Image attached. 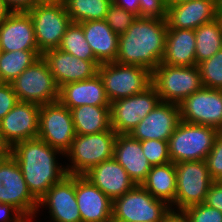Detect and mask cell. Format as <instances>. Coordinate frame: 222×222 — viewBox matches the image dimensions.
Returning <instances> with one entry per match:
<instances>
[{
    "label": "cell",
    "instance_id": "obj_1",
    "mask_svg": "<svg viewBox=\"0 0 222 222\" xmlns=\"http://www.w3.org/2000/svg\"><path fill=\"white\" fill-rule=\"evenodd\" d=\"M9 153L18 162L27 188L37 201L68 175L65 166L56 160L57 154L64 153L39 138L17 142Z\"/></svg>",
    "mask_w": 222,
    "mask_h": 222
},
{
    "label": "cell",
    "instance_id": "obj_2",
    "mask_svg": "<svg viewBox=\"0 0 222 222\" xmlns=\"http://www.w3.org/2000/svg\"><path fill=\"white\" fill-rule=\"evenodd\" d=\"M167 20L137 18L128 30L119 35L115 62L135 65L152 71L165 54Z\"/></svg>",
    "mask_w": 222,
    "mask_h": 222
},
{
    "label": "cell",
    "instance_id": "obj_3",
    "mask_svg": "<svg viewBox=\"0 0 222 222\" xmlns=\"http://www.w3.org/2000/svg\"><path fill=\"white\" fill-rule=\"evenodd\" d=\"M117 133L109 130L88 135L76 134L70 148L64 153L71 165L65 166L68 175H84L92 167L114 157Z\"/></svg>",
    "mask_w": 222,
    "mask_h": 222
},
{
    "label": "cell",
    "instance_id": "obj_4",
    "mask_svg": "<svg viewBox=\"0 0 222 222\" xmlns=\"http://www.w3.org/2000/svg\"><path fill=\"white\" fill-rule=\"evenodd\" d=\"M172 213L163 200L153 197L142 185L113 200L112 222H166Z\"/></svg>",
    "mask_w": 222,
    "mask_h": 222
},
{
    "label": "cell",
    "instance_id": "obj_5",
    "mask_svg": "<svg viewBox=\"0 0 222 222\" xmlns=\"http://www.w3.org/2000/svg\"><path fill=\"white\" fill-rule=\"evenodd\" d=\"M151 84L161 102L178 105L204 87L198 66H171L163 63L152 71Z\"/></svg>",
    "mask_w": 222,
    "mask_h": 222
},
{
    "label": "cell",
    "instance_id": "obj_6",
    "mask_svg": "<svg viewBox=\"0 0 222 222\" xmlns=\"http://www.w3.org/2000/svg\"><path fill=\"white\" fill-rule=\"evenodd\" d=\"M218 133L210 126L181 121L168 140L171 162L205 160Z\"/></svg>",
    "mask_w": 222,
    "mask_h": 222
},
{
    "label": "cell",
    "instance_id": "obj_7",
    "mask_svg": "<svg viewBox=\"0 0 222 222\" xmlns=\"http://www.w3.org/2000/svg\"><path fill=\"white\" fill-rule=\"evenodd\" d=\"M97 74L110 103L143 92L151 85L152 73L140 66L117 62L102 63Z\"/></svg>",
    "mask_w": 222,
    "mask_h": 222
},
{
    "label": "cell",
    "instance_id": "obj_8",
    "mask_svg": "<svg viewBox=\"0 0 222 222\" xmlns=\"http://www.w3.org/2000/svg\"><path fill=\"white\" fill-rule=\"evenodd\" d=\"M175 171L176 197L170 206L172 212H180L186 207L205 202L209 188L214 182L206 161L179 162L175 164Z\"/></svg>",
    "mask_w": 222,
    "mask_h": 222
},
{
    "label": "cell",
    "instance_id": "obj_9",
    "mask_svg": "<svg viewBox=\"0 0 222 222\" xmlns=\"http://www.w3.org/2000/svg\"><path fill=\"white\" fill-rule=\"evenodd\" d=\"M11 85L21 102L43 105L59 99V88L42 56L12 81Z\"/></svg>",
    "mask_w": 222,
    "mask_h": 222
},
{
    "label": "cell",
    "instance_id": "obj_10",
    "mask_svg": "<svg viewBox=\"0 0 222 222\" xmlns=\"http://www.w3.org/2000/svg\"><path fill=\"white\" fill-rule=\"evenodd\" d=\"M0 202L15 207L28 221L37 217L36 213L40 211L18 162L9 152L0 160Z\"/></svg>",
    "mask_w": 222,
    "mask_h": 222
},
{
    "label": "cell",
    "instance_id": "obj_11",
    "mask_svg": "<svg viewBox=\"0 0 222 222\" xmlns=\"http://www.w3.org/2000/svg\"><path fill=\"white\" fill-rule=\"evenodd\" d=\"M27 13L33 22L39 52L43 54L47 50L57 49L72 23L63 2L34 6Z\"/></svg>",
    "mask_w": 222,
    "mask_h": 222
},
{
    "label": "cell",
    "instance_id": "obj_12",
    "mask_svg": "<svg viewBox=\"0 0 222 222\" xmlns=\"http://www.w3.org/2000/svg\"><path fill=\"white\" fill-rule=\"evenodd\" d=\"M76 136L71 110L59 101L40 105L38 138L65 153Z\"/></svg>",
    "mask_w": 222,
    "mask_h": 222
},
{
    "label": "cell",
    "instance_id": "obj_13",
    "mask_svg": "<svg viewBox=\"0 0 222 222\" xmlns=\"http://www.w3.org/2000/svg\"><path fill=\"white\" fill-rule=\"evenodd\" d=\"M161 99L151 84L143 92L110 103L111 128L117 134H130Z\"/></svg>",
    "mask_w": 222,
    "mask_h": 222
},
{
    "label": "cell",
    "instance_id": "obj_14",
    "mask_svg": "<svg viewBox=\"0 0 222 222\" xmlns=\"http://www.w3.org/2000/svg\"><path fill=\"white\" fill-rule=\"evenodd\" d=\"M181 121L222 131V90L203 87L180 104Z\"/></svg>",
    "mask_w": 222,
    "mask_h": 222
},
{
    "label": "cell",
    "instance_id": "obj_15",
    "mask_svg": "<svg viewBox=\"0 0 222 222\" xmlns=\"http://www.w3.org/2000/svg\"><path fill=\"white\" fill-rule=\"evenodd\" d=\"M39 110L36 103L18 101L0 120V139L8 149L17 142L38 138Z\"/></svg>",
    "mask_w": 222,
    "mask_h": 222
},
{
    "label": "cell",
    "instance_id": "obj_16",
    "mask_svg": "<svg viewBox=\"0 0 222 222\" xmlns=\"http://www.w3.org/2000/svg\"><path fill=\"white\" fill-rule=\"evenodd\" d=\"M42 57L58 88L71 82L93 78L101 65L98 60H82L58 48L45 51Z\"/></svg>",
    "mask_w": 222,
    "mask_h": 222
},
{
    "label": "cell",
    "instance_id": "obj_17",
    "mask_svg": "<svg viewBox=\"0 0 222 222\" xmlns=\"http://www.w3.org/2000/svg\"><path fill=\"white\" fill-rule=\"evenodd\" d=\"M180 122L179 105L160 102L138 123L130 135L139 141L152 139L168 141Z\"/></svg>",
    "mask_w": 222,
    "mask_h": 222
},
{
    "label": "cell",
    "instance_id": "obj_18",
    "mask_svg": "<svg viewBox=\"0 0 222 222\" xmlns=\"http://www.w3.org/2000/svg\"><path fill=\"white\" fill-rule=\"evenodd\" d=\"M48 207L52 222H82L75 193V175H66L55 183L38 201V207Z\"/></svg>",
    "mask_w": 222,
    "mask_h": 222
},
{
    "label": "cell",
    "instance_id": "obj_19",
    "mask_svg": "<svg viewBox=\"0 0 222 222\" xmlns=\"http://www.w3.org/2000/svg\"><path fill=\"white\" fill-rule=\"evenodd\" d=\"M75 193L82 222H112L113 201L83 175H75Z\"/></svg>",
    "mask_w": 222,
    "mask_h": 222
},
{
    "label": "cell",
    "instance_id": "obj_20",
    "mask_svg": "<svg viewBox=\"0 0 222 222\" xmlns=\"http://www.w3.org/2000/svg\"><path fill=\"white\" fill-rule=\"evenodd\" d=\"M0 50H38L33 22L27 12H11L0 23Z\"/></svg>",
    "mask_w": 222,
    "mask_h": 222
},
{
    "label": "cell",
    "instance_id": "obj_21",
    "mask_svg": "<svg viewBox=\"0 0 222 222\" xmlns=\"http://www.w3.org/2000/svg\"><path fill=\"white\" fill-rule=\"evenodd\" d=\"M83 176L112 201L136 186V183L114 157L92 167Z\"/></svg>",
    "mask_w": 222,
    "mask_h": 222
},
{
    "label": "cell",
    "instance_id": "obj_22",
    "mask_svg": "<svg viewBox=\"0 0 222 222\" xmlns=\"http://www.w3.org/2000/svg\"><path fill=\"white\" fill-rule=\"evenodd\" d=\"M167 6L168 28L195 30L218 17L217 0H191Z\"/></svg>",
    "mask_w": 222,
    "mask_h": 222
},
{
    "label": "cell",
    "instance_id": "obj_23",
    "mask_svg": "<svg viewBox=\"0 0 222 222\" xmlns=\"http://www.w3.org/2000/svg\"><path fill=\"white\" fill-rule=\"evenodd\" d=\"M114 158L136 185H141L146 180L152 167L143 153L141 141L134 139L130 134H117Z\"/></svg>",
    "mask_w": 222,
    "mask_h": 222
},
{
    "label": "cell",
    "instance_id": "obj_24",
    "mask_svg": "<svg viewBox=\"0 0 222 222\" xmlns=\"http://www.w3.org/2000/svg\"><path fill=\"white\" fill-rule=\"evenodd\" d=\"M58 101L70 110L82 105L110 106L105 88L98 74L87 80L71 82L61 86Z\"/></svg>",
    "mask_w": 222,
    "mask_h": 222
},
{
    "label": "cell",
    "instance_id": "obj_25",
    "mask_svg": "<svg viewBox=\"0 0 222 222\" xmlns=\"http://www.w3.org/2000/svg\"><path fill=\"white\" fill-rule=\"evenodd\" d=\"M79 24L83 27L85 39L96 59L101 64L115 62L119 35L108 26L105 20H90Z\"/></svg>",
    "mask_w": 222,
    "mask_h": 222
},
{
    "label": "cell",
    "instance_id": "obj_26",
    "mask_svg": "<svg viewBox=\"0 0 222 222\" xmlns=\"http://www.w3.org/2000/svg\"><path fill=\"white\" fill-rule=\"evenodd\" d=\"M195 30L168 28L163 64L196 66Z\"/></svg>",
    "mask_w": 222,
    "mask_h": 222
},
{
    "label": "cell",
    "instance_id": "obj_27",
    "mask_svg": "<svg viewBox=\"0 0 222 222\" xmlns=\"http://www.w3.org/2000/svg\"><path fill=\"white\" fill-rule=\"evenodd\" d=\"M153 197L169 206L176 197V171L173 162L152 166L146 180L141 184Z\"/></svg>",
    "mask_w": 222,
    "mask_h": 222
},
{
    "label": "cell",
    "instance_id": "obj_28",
    "mask_svg": "<svg viewBox=\"0 0 222 222\" xmlns=\"http://www.w3.org/2000/svg\"><path fill=\"white\" fill-rule=\"evenodd\" d=\"M75 132L88 135L111 128L110 106L82 105L71 109Z\"/></svg>",
    "mask_w": 222,
    "mask_h": 222
},
{
    "label": "cell",
    "instance_id": "obj_29",
    "mask_svg": "<svg viewBox=\"0 0 222 222\" xmlns=\"http://www.w3.org/2000/svg\"><path fill=\"white\" fill-rule=\"evenodd\" d=\"M196 66L222 50V22L219 17L195 29Z\"/></svg>",
    "mask_w": 222,
    "mask_h": 222
},
{
    "label": "cell",
    "instance_id": "obj_30",
    "mask_svg": "<svg viewBox=\"0 0 222 222\" xmlns=\"http://www.w3.org/2000/svg\"><path fill=\"white\" fill-rule=\"evenodd\" d=\"M41 56L39 50L1 51L0 83H11Z\"/></svg>",
    "mask_w": 222,
    "mask_h": 222
},
{
    "label": "cell",
    "instance_id": "obj_31",
    "mask_svg": "<svg viewBox=\"0 0 222 222\" xmlns=\"http://www.w3.org/2000/svg\"><path fill=\"white\" fill-rule=\"evenodd\" d=\"M112 0H63L73 23L104 20Z\"/></svg>",
    "mask_w": 222,
    "mask_h": 222
},
{
    "label": "cell",
    "instance_id": "obj_32",
    "mask_svg": "<svg viewBox=\"0 0 222 222\" xmlns=\"http://www.w3.org/2000/svg\"><path fill=\"white\" fill-rule=\"evenodd\" d=\"M58 49L70 53L82 60H97L85 39L83 27L79 23H71L67 28Z\"/></svg>",
    "mask_w": 222,
    "mask_h": 222
},
{
    "label": "cell",
    "instance_id": "obj_33",
    "mask_svg": "<svg viewBox=\"0 0 222 222\" xmlns=\"http://www.w3.org/2000/svg\"><path fill=\"white\" fill-rule=\"evenodd\" d=\"M197 66L205 88L222 90V50Z\"/></svg>",
    "mask_w": 222,
    "mask_h": 222
},
{
    "label": "cell",
    "instance_id": "obj_34",
    "mask_svg": "<svg viewBox=\"0 0 222 222\" xmlns=\"http://www.w3.org/2000/svg\"><path fill=\"white\" fill-rule=\"evenodd\" d=\"M136 18L137 15L112 2L108 6L104 20L116 34L120 35L128 30Z\"/></svg>",
    "mask_w": 222,
    "mask_h": 222
},
{
    "label": "cell",
    "instance_id": "obj_35",
    "mask_svg": "<svg viewBox=\"0 0 222 222\" xmlns=\"http://www.w3.org/2000/svg\"><path fill=\"white\" fill-rule=\"evenodd\" d=\"M141 147L145 157L152 166L164 165L171 162L168 141L144 140L141 141Z\"/></svg>",
    "mask_w": 222,
    "mask_h": 222
},
{
    "label": "cell",
    "instance_id": "obj_36",
    "mask_svg": "<svg viewBox=\"0 0 222 222\" xmlns=\"http://www.w3.org/2000/svg\"><path fill=\"white\" fill-rule=\"evenodd\" d=\"M180 213L188 222H222V212L204 202L186 207Z\"/></svg>",
    "mask_w": 222,
    "mask_h": 222
},
{
    "label": "cell",
    "instance_id": "obj_37",
    "mask_svg": "<svg viewBox=\"0 0 222 222\" xmlns=\"http://www.w3.org/2000/svg\"><path fill=\"white\" fill-rule=\"evenodd\" d=\"M205 161L210 177L214 181L220 180L222 178V131H219L216 136L214 146Z\"/></svg>",
    "mask_w": 222,
    "mask_h": 222
},
{
    "label": "cell",
    "instance_id": "obj_38",
    "mask_svg": "<svg viewBox=\"0 0 222 222\" xmlns=\"http://www.w3.org/2000/svg\"><path fill=\"white\" fill-rule=\"evenodd\" d=\"M167 1L166 0H139L140 18H154L167 20Z\"/></svg>",
    "mask_w": 222,
    "mask_h": 222
},
{
    "label": "cell",
    "instance_id": "obj_39",
    "mask_svg": "<svg viewBox=\"0 0 222 222\" xmlns=\"http://www.w3.org/2000/svg\"><path fill=\"white\" fill-rule=\"evenodd\" d=\"M18 103L11 83H0V120Z\"/></svg>",
    "mask_w": 222,
    "mask_h": 222
},
{
    "label": "cell",
    "instance_id": "obj_40",
    "mask_svg": "<svg viewBox=\"0 0 222 222\" xmlns=\"http://www.w3.org/2000/svg\"><path fill=\"white\" fill-rule=\"evenodd\" d=\"M204 203L222 212V184L219 181L211 184Z\"/></svg>",
    "mask_w": 222,
    "mask_h": 222
},
{
    "label": "cell",
    "instance_id": "obj_41",
    "mask_svg": "<svg viewBox=\"0 0 222 222\" xmlns=\"http://www.w3.org/2000/svg\"><path fill=\"white\" fill-rule=\"evenodd\" d=\"M0 222H28V220L15 207L0 202Z\"/></svg>",
    "mask_w": 222,
    "mask_h": 222
},
{
    "label": "cell",
    "instance_id": "obj_42",
    "mask_svg": "<svg viewBox=\"0 0 222 222\" xmlns=\"http://www.w3.org/2000/svg\"><path fill=\"white\" fill-rule=\"evenodd\" d=\"M11 12H27L35 5L33 0H2Z\"/></svg>",
    "mask_w": 222,
    "mask_h": 222
},
{
    "label": "cell",
    "instance_id": "obj_43",
    "mask_svg": "<svg viewBox=\"0 0 222 222\" xmlns=\"http://www.w3.org/2000/svg\"><path fill=\"white\" fill-rule=\"evenodd\" d=\"M112 2L139 16V0H112Z\"/></svg>",
    "mask_w": 222,
    "mask_h": 222
},
{
    "label": "cell",
    "instance_id": "obj_44",
    "mask_svg": "<svg viewBox=\"0 0 222 222\" xmlns=\"http://www.w3.org/2000/svg\"><path fill=\"white\" fill-rule=\"evenodd\" d=\"M166 222H188L180 212H172Z\"/></svg>",
    "mask_w": 222,
    "mask_h": 222
},
{
    "label": "cell",
    "instance_id": "obj_45",
    "mask_svg": "<svg viewBox=\"0 0 222 222\" xmlns=\"http://www.w3.org/2000/svg\"><path fill=\"white\" fill-rule=\"evenodd\" d=\"M11 13L6 4L0 0V23L3 22L6 17Z\"/></svg>",
    "mask_w": 222,
    "mask_h": 222
},
{
    "label": "cell",
    "instance_id": "obj_46",
    "mask_svg": "<svg viewBox=\"0 0 222 222\" xmlns=\"http://www.w3.org/2000/svg\"><path fill=\"white\" fill-rule=\"evenodd\" d=\"M34 5H53L63 2V0H33Z\"/></svg>",
    "mask_w": 222,
    "mask_h": 222
},
{
    "label": "cell",
    "instance_id": "obj_47",
    "mask_svg": "<svg viewBox=\"0 0 222 222\" xmlns=\"http://www.w3.org/2000/svg\"><path fill=\"white\" fill-rule=\"evenodd\" d=\"M9 152V149L2 143L0 139V160Z\"/></svg>",
    "mask_w": 222,
    "mask_h": 222
},
{
    "label": "cell",
    "instance_id": "obj_48",
    "mask_svg": "<svg viewBox=\"0 0 222 222\" xmlns=\"http://www.w3.org/2000/svg\"><path fill=\"white\" fill-rule=\"evenodd\" d=\"M167 1V5H175V4H181L184 2H188L191 0H166Z\"/></svg>",
    "mask_w": 222,
    "mask_h": 222
},
{
    "label": "cell",
    "instance_id": "obj_49",
    "mask_svg": "<svg viewBox=\"0 0 222 222\" xmlns=\"http://www.w3.org/2000/svg\"><path fill=\"white\" fill-rule=\"evenodd\" d=\"M217 12H222V0H217Z\"/></svg>",
    "mask_w": 222,
    "mask_h": 222
},
{
    "label": "cell",
    "instance_id": "obj_50",
    "mask_svg": "<svg viewBox=\"0 0 222 222\" xmlns=\"http://www.w3.org/2000/svg\"><path fill=\"white\" fill-rule=\"evenodd\" d=\"M218 17L220 18V20L222 22V12H218Z\"/></svg>",
    "mask_w": 222,
    "mask_h": 222
}]
</instances>
